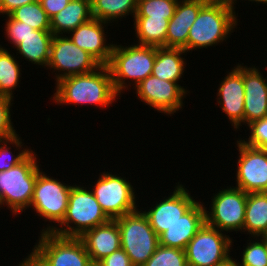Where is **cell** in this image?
<instances>
[{"label": "cell", "mask_w": 267, "mask_h": 266, "mask_svg": "<svg viewBox=\"0 0 267 266\" xmlns=\"http://www.w3.org/2000/svg\"><path fill=\"white\" fill-rule=\"evenodd\" d=\"M252 237L267 235V192L248 193L243 231Z\"/></svg>", "instance_id": "25"}, {"label": "cell", "mask_w": 267, "mask_h": 266, "mask_svg": "<svg viewBox=\"0 0 267 266\" xmlns=\"http://www.w3.org/2000/svg\"><path fill=\"white\" fill-rule=\"evenodd\" d=\"M248 243L242 253V263L237 266H267V238L260 237L259 240ZM260 241V242H259Z\"/></svg>", "instance_id": "33"}, {"label": "cell", "mask_w": 267, "mask_h": 266, "mask_svg": "<svg viewBox=\"0 0 267 266\" xmlns=\"http://www.w3.org/2000/svg\"><path fill=\"white\" fill-rule=\"evenodd\" d=\"M156 58V47L147 45L122 46L114 44L109 63L107 64L113 86L120 96L128 88L126 81H132L136 87L142 80L151 75ZM132 79V80H131Z\"/></svg>", "instance_id": "4"}, {"label": "cell", "mask_w": 267, "mask_h": 266, "mask_svg": "<svg viewBox=\"0 0 267 266\" xmlns=\"http://www.w3.org/2000/svg\"><path fill=\"white\" fill-rule=\"evenodd\" d=\"M14 20L24 22L35 30H51L50 18L39 0L23 5L9 14Z\"/></svg>", "instance_id": "29"}, {"label": "cell", "mask_w": 267, "mask_h": 266, "mask_svg": "<svg viewBox=\"0 0 267 266\" xmlns=\"http://www.w3.org/2000/svg\"><path fill=\"white\" fill-rule=\"evenodd\" d=\"M117 96L108 66L101 65L92 72L68 76L57 81L56 92L52 98L57 104H93L105 108L111 105Z\"/></svg>", "instance_id": "1"}, {"label": "cell", "mask_w": 267, "mask_h": 266, "mask_svg": "<svg viewBox=\"0 0 267 266\" xmlns=\"http://www.w3.org/2000/svg\"><path fill=\"white\" fill-rule=\"evenodd\" d=\"M6 20V37L10 43L16 47L22 39L26 38L27 36L31 35L32 32L35 30L30 25L27 26L24 22L14 20L10 15H7Z\"/></svg>", "instance_id": "36"}, {"label": "cell", "mask_w": 267, "mask_h": 266, "mask_svg": "<svg viewBox=\"0 0 267 266\" xmlns=\"http://www.w3.org/2000/svg\"><path fill=\"white\" fill-rule=\"evenodd\" d=\"M188 192L189 191L178 182L175 190L169 197L156 203V206L148 209V211H142L158 236L176 223L180 217L198 202L195 201Z\"/></svg>", "instance_id": "15"}, {"label": "cell", "mask_w": 267, "mask_h": 266, "mask_svg": "<svg viewBox=\"0 0 267 266\" xmlns=\"http://www.w3.org/2000/svg\"><path fill=\"white\" fill-rule=\"evenodd\" d=\"M230 71L219 85L217 102L232 126L239 129L241 123L244 124L243 66L238 63L237 67Z\"/></svg>", "instance_id": "16"}, {"label": "cell", "mask_w": 267, "mask_h": 266, "mask_svg": "<svg viewBox=\"0 0 267 266\" xmlns=\"http://www.w3.org/2000/svg\"><path fill=\"white\" fill-rule=\"evenodd\" d=\"M71 188V185L50 178L39 169L30 207L33 206L38 216L46 221L59 224L65 216Z\"/></svg>", "instance_id": "12"}, {"label": "cell", "mask_w": 267, "mask_h": 266, "mask_svg": "<svg viewBox=\"0 0 267 266\" xmlns=\"http://www.w3.org/2000/svg\"><path fill=\"white\" fill-rule=\"evenodd\" d=\"M40 169L35 152L9 170L0 172V207L7 205L18 215L30 207L34 185Z\"/></svg>", "instance_id": "5"}, {"label": "cell", "mask_w": 267, "mask_h": 266, "mask_svg": "<svg viewBox=\"0 0 267 266\" xmlns=\"http://www.w3.org/2000/svg\"><path fill=\"white\" fill-rule=\"evenodd\" d=\"M21 140L19 134L8 139L0 140V172L16 166L32 152V150L28 148L21 150L24 145ZM10 144L15 145V147L21 151L17 155L12 154L10 151L11 146H7Z\"/></svg>", "instance_id": "31"}, {"label": "cell", "mask_w": 267, "mask_h": 266, "mask_svg": "<svg viewBox=\"0 0 267 266\" xmlns=\"http://www.w3.org/2000/svg\"><path fill=\"white\" fill-rule=\"evenodd\" d=\"M34 250L49 266H95L79 237L41 232Z\"/></svg>", "instance_id": "10"}, {"label": "cell", "mask_w": 267, "mask_h": 266, "mask_svg": "<svg viewBox=\"0 0 267 266\" xmlns=\"http://www.w3.org/2000/svg\"><path fill=\"white\" fill-rule=\"evenodd\" d=\"M187 53L181 48L156 47V58L151 75L157 78L179 82L185 72L186 62L182 54Z\"/></svg>", "instance_id": "24"}, {"label": "cell", "mask_w": 267, "mask_h": 266, "mask_svg": "<svg viewBox=\"0 0 267 266\" xmlns=\"http://www.w3.org/2000/svg\"><path fill=\"white\" fill-rule=\"evenodd\" d=\"M208 0H179L169 21L166 36L167 48H181L187 52L189 29L196 20L201 7Z\"/></svg>", "instance_id": "20"}, {"label": "cell", "mask_w": 267, "mask_h": 266, "mask_svg": "<svg viewBox=\"0 0 267 266\" xmlns=\"http://www.w3.org/2000/svg\"><path fill=\"white\" fill-rule=\"evenodd\" d=\"M227 0H208L189 29L187 52L207 48L228 39L237 26V16Z\"/></svg>", "instance_id": "2"}, {"label": "cell", "mask_w": 267, "mask_h": 266, "mask_svg": "<svg viewBox=\"0 0 267 266\" xmlns=\"http://www.w3.org/2000/svg\"><path fill=\"white\" fill-rule=\"evenodd\" d=\"M206 223L205 207L197 202L179 220L159 236V244L185 250L187 244Z\"/></svg>", "instance_id": "19"}, {"label": "cell", "mask_w": 267, "mask_h": 266, "mask_svg": "<svg viewBox=\"0 0 267 266\" xmlns=\"http://www.w3.org/2000/svg\"><path fill=\"white\" fill-rule=\"evenodd\" d=\"M19 62L0 45V95L13 98V89L19 86L21 74Z\"/></svg>", "instance_id": "28"}, {"label": "cell", "mask_w": 267, "mask_h": 266, "mask_svg": "<svg viewBox=\"0 0 267 266\" xmlns=\"http://www.w3.org/2000/svg\"><path fill=\"white\" fill-rule=\"evenodd\" d=\"M235 259H233L232 257H230L228 260H226L225 262L218 264L216 266H237Z\"/></svg>", "instance_id": "41"}, {"label": "cell", "mask_w": 267, "mask_h": 266, "mask_svg": "<svg viewBox=\"0 0 267 266\" xmlns=\"http://www.w3.org/2000/svg\"><path fill=\"white\" fill-rule=\"evenodd\" d=\"M232 239L206 223L185 248L188 266H216L228 260Z\"/></svg>", "instance_id": "9"}, {"label": "cell", "mask_w": 267, "mask_h": 266, "mask_svg": "<svg viewBox=\"0 0 267 266\" xmlns=\"http://www.w3.org/2000/svg\"><path fill=\"white\" fill-rule=\"evenodd\" d=\"M107 22L91 18L89 21L79 25L71 31L69 37L74 44L95 57L102 65H107L110 61L114 44H107L104 26ZM106 40V41H105Z\"/></svg>", "instance_id": "18"}, {"label": "cell", "mask_w": 267, "mask_h": 266, "mask_svg": "<svg viewBox=\"0 0 267 266\" xmlns=\"http://www.w3.org/2000/svg\"><path fill=\"white\" fill-rule=\"evenodd\" d=\"M168 19L134 17L135 34L139 45L166 47Z\"/></svg>", "instance_id": "26"}, {"label": "cell", "mask_w": 267, "mask_h": 266, "mask_svg": "<svg viewBox=\"0 0 267 266\" xmlns=\"http://www.w3.org/2000/svg\"><path fill=\"white\" fill-rule=\"evenodd\" d=\"M267 79L255 66H243L244 124L267 117Z\"/></svg>", "instance_id": "17"}, {"label": "cell", "mask_w": 267, "mask_h": 266, "mask_svg": "<svg viewBox=\"0 0 267 266\" xmlns=\"http://www.w3.org/2000/svg\"><path fill=\"white\" fill-rule=\"evenodd\" d=\"M90 4L94 1V0H87Z\"/></svg>", "instance_id": "43"}, {"label": "cell", "mask_w": 267, "mask_h": 266, "mask_svg": "<svg viewBox=\"0 0 267 266\" xmlns=\"http://www.w3.org/2000/svg\"><path fill=\"white\" fill-rule=\"evenodd\" d=\"M19 263L18 266H49L45 260L34 250Z\"/></svg>", "instance_id": "40"}, {"label": "cell", "mask_w": 267, "mask_h": 266, "mask_svg": "<svg viewBox=\"0 0 267 266\" xmlns=\"http://www.w3.org/2000/svg\"><path fill=\"white\" fill-rule=\"evenodd\" d=\"M95 266H133L129 256L122 248L104 257Z\"/></svg>", "instance_id": "37"}, {"label": "cell", "mask_w": 267, "mask_h": 266, "mask_svg": "<svg viewBox=\"0 0 267 266\" xmlns=\"http://www.w3.org/2000/svg\"><path fill=\"white\" fill-rule=\"evenodd\" d=\"M109 220L92 190L75 184L69 193L67 210L59 223L60 228L51 225L41 232L51 231L60 236L80 237L85 231L107 223Z\"/></svg>", "instance_id": "3"}, {"label": "cell", "mask_w": 267, "mask_h": 266, "mask_svg": "<svg viewBox=\"0 0 267 266\" xmlns=\"http://www.w3.org/2000/svg\"><path fill=\"white\" fill-rule=\"evenodd\" d=\"M79 238L94 265L121 248L120 230L116 220H109L107 223L87 230Z\"/></svg>", "instance_id": "21"}, {"label": "cell", "mask_w": 267, "mask_h": 266, "mask_svg": "<svg viewBox=\"0 0 267 266\" xmlns=\"http://www.w3.org/2000/svg\"><path fill=\"white\" fill-rule=\"evenodd\" d=\"M247 194L234 186L217 192L210 204L205 207L206 224L222 232L242 231L245 220Z\"/></svg>", "instance_id": "8"}, {"label": "cell", "mask_w": 267, "mask_h": 266, "mask_svg": "<svg viewBox=\"0 0 267 266\" xmlns=\"http://www.w3.org/2000/svg\"><path fill=\"white\" fill-rule=\"evenodd\" d=\"M92 18L91 4L87 0H70L58 14L50 18L53 35L70 33Z\"/></svg>", "instance_id": "22"}, {"label": "cell", "mask_w": 267, "mask_h": 266, "mask_svg": "<svg viewBox=\"0 0 267 266\" xmlns=\"http://www.w3.org/2000/svg\"><path fill=\"white\" fill-rule=\"evenodd\" d=\"M37 0H0V14L9 15L15 9Z\"/></svg>", "instance_id": "39"}, {"label": "cell", "mask_w": 267, "mask_h": 266, "mask_svg": "<svg viewBox=\"0 0 267 266\" xmlns=\"http://www.w3.org/2000/svg\"><path fill=\"white\" fill-rule=\"evenodd\" d=\"M248 1H253V2H258V3H262V4H266L267 5V0H248ZM228 4L233 8V10L235 9L234 5L236 0H227Z\"/></svg>", "instance_id": "42"}, {"label": "cell", "mask_w": 267, "mask_h": 266, "mask_svg": "<svg viewBox=\"0 0 267 266\" xmlns=\"http://www.w3.org/2000/svg\"><path fill=\"white\" fill-rule=\"evenodd\" d=\"M39 1L49 18L58 14L70 2V0H39Z\"/></svg>", "instance_id": "38"}, {"label": "cell", "mask_w": 267, "mask_h": 266, "mask_svg": "<svg viewBox=\"0 0 267 266\" xmlns=\"http://www.w3.org/2000/svg\"><path fill=\"white\" fill-rule=\"evenodd\" d=\"M137 3L138 0H94L91 3L92 18L110 24L129 13L135 16Z\"/></svg>", "instance_id": "27"}, {"label": "cell", "mask_w": 267, "mask_h": 266, "mask_svg": "<svg viewBox=\"0 0 267 266\" xmlns=\"http://www.w3.org/2000/svg\"><path fill=\"white\" fill-rule=\"evenodd\" d=\"M53 33L51 30H34L31 35L22 39L15 48L22 58L42 67H47L50 59Z\"/></svg>", "instance_id": "23"}, {"label": "cell", "mask_w": 267, "mask_h": 266, "mask_svg": "<svg viewBox=\"0 0 267 266\" xmlns=\"http://www.w3.org/2000/svg\"><path fill=\"white\" fill-rule=\"evenodd\" d=\"M92 192L101 209L110 220L137 210L133 186L124 177L102 173L95 183Z\"/></svg>", "instance_id": "7"}, {"label": "cell", "mask_w": 267, "mask_h": 266, "mask_svg": "<svg viewBox=\"0 0 267 266\" xmlns=\"http://www.w3.org/2000/svg\"><path fill=\"white\" fill-rule=\"evenodd\" d=\"M179 0H138L134 17L165 18L174 15Z\"/></svg>", "instance_id": "30"}, {"label": "cell", "mask_w": 267, "mask_h": 266, "mask_svg": "<svg viewBox=\"0 0 267 266\" xmlns=\"http://www.w3.org/2000/svg\"><path fill=\"white\" fill-rule=\"evenodd\" d=\"M101 65L90 53L74 44L69 35H53L47 68L59 72L56 82L68 76L92 72Z\"/></svg>", "instance_id": "11"}, {"label": "cell", "mask_w": 267, "mask_h": 266, "mask_svg": "<svg viewBox=\"0 0 267 266\" xmlns=\"http://www.w3.org/2000/svg\"><path fill=\"white\" fill-rule=\"evenodd\" d=\"M249 127L250 136L248 140H242L245 145L267 150V117L254 121L247 125Z\"/></svg>", "instance_id": "34"}, {"label": "cell", "mask_w": 267, "mask_h": 266, "mask_svg": "<svg viewBox=\"0 0 267 266\" xmlns=\"http://www.w3.org/2000/svg\"><path fill=\"white\" fill-rule=\"evenodd\" d=\"M143 266H188L185 251L158 245L154 254Z\"/></svg>", "instance_id": "32"}, {"label": "cell", "mask_w": 267, "mask_h": 266, "mask_svg": "<svg viewBox=\"0 0 267 266\" xmlns=\"http://www.w3.org/2000/svg\"><path fill=\"white\" fill-rule=\"evenodd\" d=\"M115 220L120 230L121 248L133 266H143L156 251L159 236L141 210L137 209Z\"/></svg>", "instance_id": "6"}, {"label": "cell", "mask_w": 267, "mask_h": 266, "mask_svg": "<svg viewBox=\"0 0 267 266\" xmlns=\"http://www.w3.org/2000/svg\"><path fill=\"white\" fill-rule=\"evenodd\" d=\"M236 188L246 193L267 192V150L245 145L237 140Z\"/></svg>", "instance_id": "13"}, {"label": "cell", "mask_w": 267, "mask_h": 266, "mask_svg": "<svg viewBox=\"0 0 267 266\" xmlns=\"http://www.w3.org/2000/svg\"><path fill=\"white\" fill-rule=\"evenodd\" d=\"M135 89L142 102L170 116L183 107V99L188 92L178 82L163 80L154 75L142 80Z\"/></svg>", "instance_id": "14"}, {"label": "cell", "mask_w": 267, "mask_h": 266, "mask_svg": "<svg viewBox=\"0 0 267 266\" xmlns=\"http://www.w3.org/2000/svg\"><path fill=\"white\" fill-rule=\"evenodd\" d=\"M11 98L0 95V140L8 139L17 135L11 121Z\"/></svg>", "instance_id": "35"}]
</instances>
